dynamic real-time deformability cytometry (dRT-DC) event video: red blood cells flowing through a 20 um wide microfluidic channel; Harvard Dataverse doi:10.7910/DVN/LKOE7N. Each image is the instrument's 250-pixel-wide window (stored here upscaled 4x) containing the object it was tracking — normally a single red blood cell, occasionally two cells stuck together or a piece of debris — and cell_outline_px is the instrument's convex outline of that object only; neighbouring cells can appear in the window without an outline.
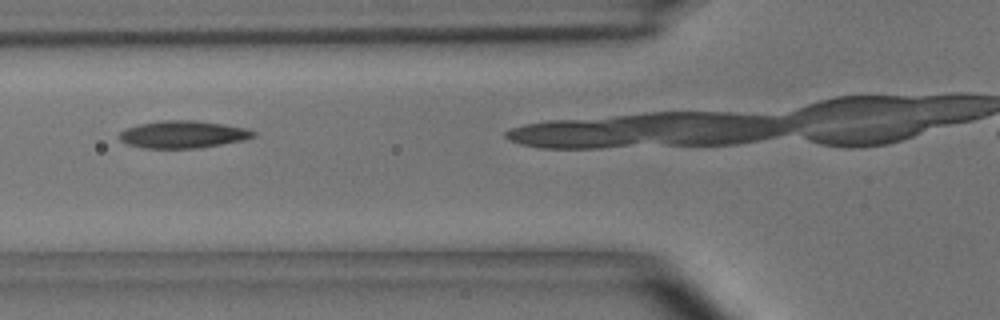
{"species": "common noctule bat (a hibernating species)", "species_latin": "Nyctalus noctula", "temperature_condition": "room temperature", "stored_images_in_passage": 5, "camera_frame_rate_fps": 3000, "um_per_image_px": 0.085, "animal": {"sex": "male", "body_mass_g": 15.6}, "frame": {"image": 1, "passage_image": 3, "time_ms": 2.0, "image_size_px": [1000, 320], "cell_outline_px": [[256, 136], [244, 140], [200, 148], [144, 148], [128, 144], [120, 140], [120, 132], [124, 128], [140, 124], [164, 120], [196, 120], [224, 124], [244, 128], [256, 132]], "centroid_in_image_um": [15.56, 11.42], "position_along_channel_um": 110.2, "area_um2": 21.33}}